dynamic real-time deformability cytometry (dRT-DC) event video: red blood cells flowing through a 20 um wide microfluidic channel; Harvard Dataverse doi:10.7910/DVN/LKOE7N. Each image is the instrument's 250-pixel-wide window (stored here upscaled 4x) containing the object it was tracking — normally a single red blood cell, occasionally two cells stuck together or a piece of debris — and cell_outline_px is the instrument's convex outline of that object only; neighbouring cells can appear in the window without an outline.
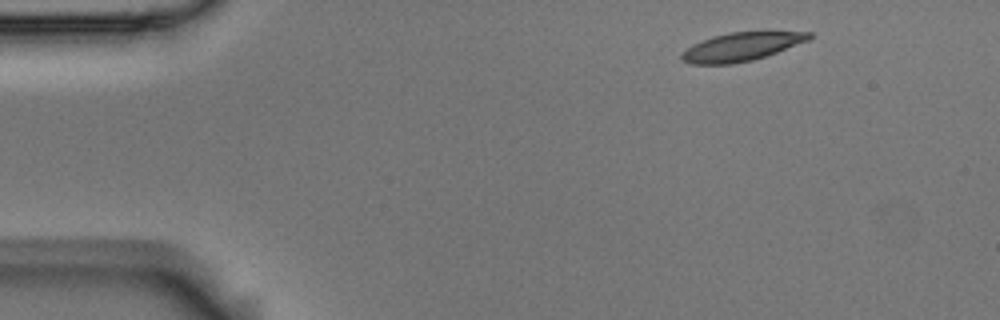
{"species": "Egyptian fruit bat (a non-hibernating species)", "species_latin": "Rousettus aegyptiacus", "temperature_condition": "room temperature", "stored_images_in_passage": 5, "camera_frame_rate_fps": 3000, "um_per_image_px": 0.085, "animal": {"sex": "male"}, "frame": {"image": 1, "passage_image": 1, "time_ms": 0.0, "image_size_px": [1000, 320], "cell_outline_px": [[812, 36], [808, 40], [776, 52], [752, 60], [732, 64], [692, 64], [680, 60], [680, 52], [692, 44], [712, 36], [728, 32], [764, 28], [812, 32]], "centroid_in_image_um": [63.05, 3.9], "position_along_channel_um": 21.9, "area_um2": 22.2}}
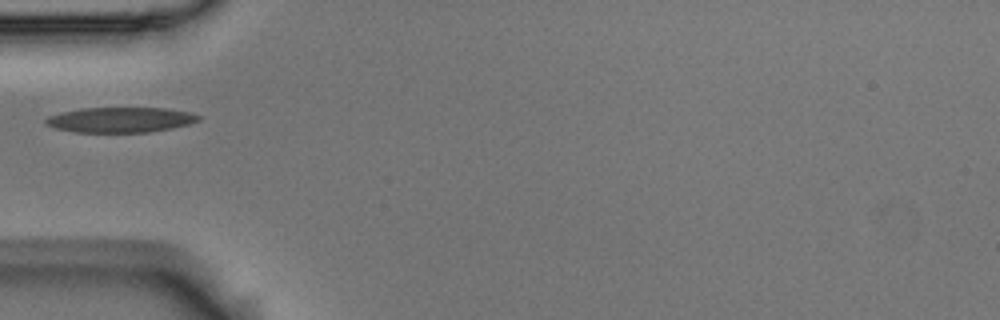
{"frame": {"image": 2, "passage_image": 4, "time_ms": 1.0, "image_size_px": [1000, 320], "cell_outline_px": [[200, 120], [188, 124], [148, 132], [76, 132], [56, 128], [44, 124], [44, 120], [48, 116], [60, 112], [80, 108], [164, 108], [188, 112], [200, 116]], "centroid_in_image_um": [10.17, 10.18], "position_along_channel_um": 74.8, "area_um2": 22.25}}
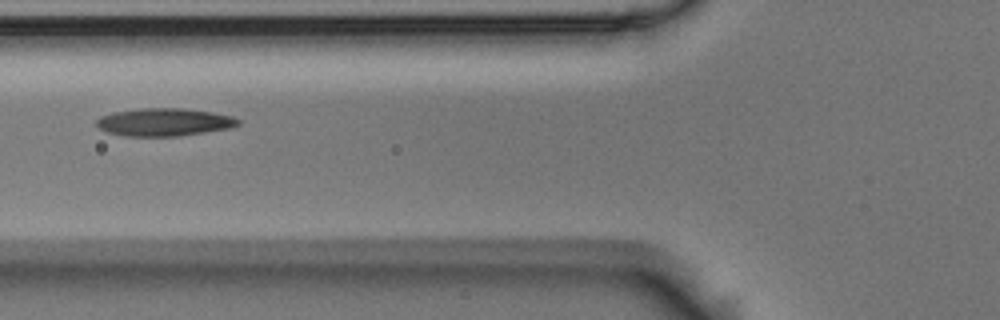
{"frame": {"image": 3, "passage_image": 5, "time_ms": 1.333, "image_size_px": [1000, 320], "cell_outline_px": [[240, 124], [228, 128], [180, 136], [124, 136], [108, 132], [100, 128], [96, 124], [96, 120], [100, 116], [116, 112], [140, 108], [184, 108], [212, 112], [232, 116], [240, 120]], "centroid_in_image_um": [13.96, 10.38], "position_along_channel_um": 111.8, "area_um2": 22.83}}